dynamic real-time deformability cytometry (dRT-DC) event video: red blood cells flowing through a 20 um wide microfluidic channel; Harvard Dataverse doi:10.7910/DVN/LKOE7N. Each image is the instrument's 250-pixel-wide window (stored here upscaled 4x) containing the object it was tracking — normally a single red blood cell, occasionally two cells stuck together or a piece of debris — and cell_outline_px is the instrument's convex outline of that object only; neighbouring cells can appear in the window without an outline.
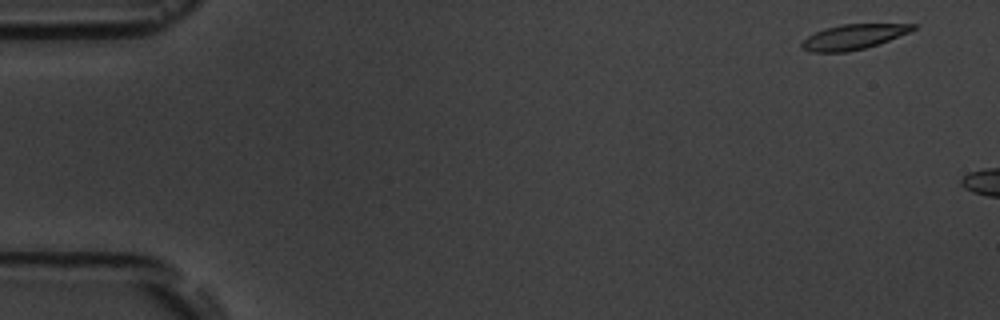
{"species": "common noctule bat (a hibernating species)", "species_latin": "Nyctalus noctula", "temperature_condition": "room temperature", "stored_images_in_passage": 3, "camera_frame_rate_fps": 3000, "um_per_image_px": 0.085, "animal": {"sex": "male", "body_mass_g": 19.5, "forearm_length_mm": 54.6}, "frame": {"image": 1, "passage_image": 1, "time_ms": 0.0, "image_size_px": [1000, 320], "cell_outline_px": [[916, 28], [908, 32], [888, 40], [864, 48], [848, 52], [812, 52], [804, 48], [800, 44], [808, 36], [824, 28], [840, 24], [916, 24]], "centroid_in_image_um": [72.51, 3.12], "position_along_channel_um": 12.5, "area_um2": 15.9}}